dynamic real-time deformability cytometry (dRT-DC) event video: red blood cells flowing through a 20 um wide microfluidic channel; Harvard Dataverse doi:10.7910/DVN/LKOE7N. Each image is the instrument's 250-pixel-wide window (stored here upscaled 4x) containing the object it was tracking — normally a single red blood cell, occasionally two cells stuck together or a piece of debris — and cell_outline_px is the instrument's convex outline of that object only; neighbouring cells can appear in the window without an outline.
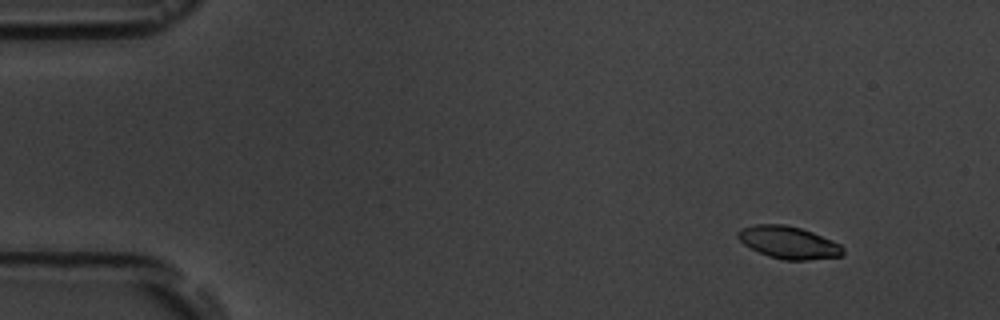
{"species": "common noctule bat (a hibernating species)", "species_latin": "Nyctalus noctula", "temperature_condition": "room temperature", "stored_images_in_passage": 6, "camera_frame_rate_fps": 3000, "um_per_image_px": 0.085, "animal": {"sex": "male", "body_mass_g": 19.5, "forearm_length_mm": 54.6}, "frame": {"image": 1, "passage_image": 1, "time_ms": 0.0, "image_size_px": [1000, 320], "cell_outline_px": [[844, 256], [804, 260], [784, 260], [760, 252], [744, 244], [736, 236], [736, 232], [740, 228], [756, 224], [784, 224], [800, 228], [812, 232], [832, 240], [840, 244], [844, 248]], "centroid_in_image_um": [67.04, 20.6], "position_along_channel_um": 18.0, "area_um2": 19.71}}
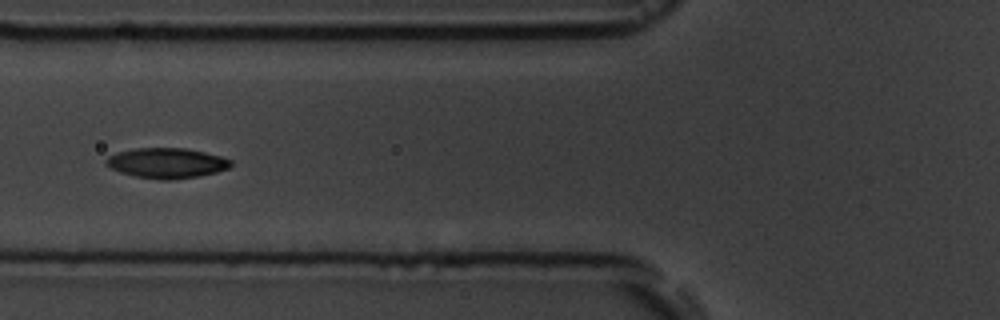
{"frame": {"image": 2, "passage_image": 5, "time_ms": 5.333, "image_size_px": [1000, 320], "cell_outline_px": [[232, 164], [228, 168], [216, 172], [200, 176], [172, 180], [160, 180], [136, 176], [120, 172], [104, 164], [104, 160], [108, 156], [116, 152], [136, 148], [184, 148], [204, 152], [220, 156], [232, 160]], "centroid_in_image_um": [14.15, 13.86], "position_along_channel_um": 111.7, "area_um2": 22.02}}
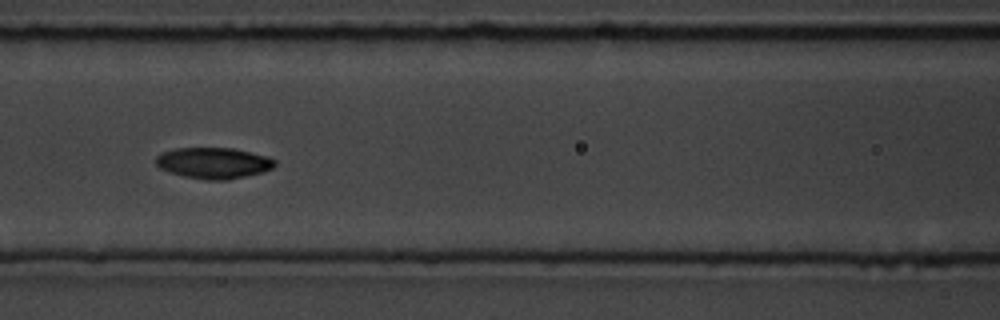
{"frame": {"image": 3, "passage_image": 6, "time_ms": 6.333, "image_size_px": [1000, 320], "cell_outline_px": [[276, 164], [272, 168], [264, 172], [228, 180], [208, 180], [184, 176], [168, 172], [160, 168], [156, 164], [156, 156], [160, 152], [176, 148], [232, 148], [268, 156], [276, 160]], "centroid_in_image_um": [18.15, 13.85], "position_along_channel_um": 148.4, "area_um2": 21.68}}